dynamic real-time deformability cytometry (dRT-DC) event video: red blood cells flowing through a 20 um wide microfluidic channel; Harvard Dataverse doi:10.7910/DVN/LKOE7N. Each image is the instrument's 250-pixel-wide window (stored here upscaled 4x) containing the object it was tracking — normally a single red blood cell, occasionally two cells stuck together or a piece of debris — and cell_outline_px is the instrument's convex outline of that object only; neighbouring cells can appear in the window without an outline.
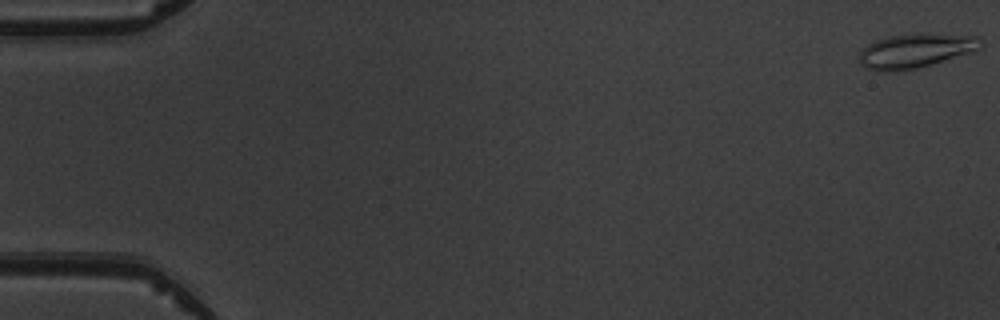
{"species": "common noctule bat (a hibernating species)", "species_latin": "Nyctalus noctula", "temperature_condition": "warm", "stored_images_in_passage": 6, "camera_frame_rate_fps": 3000, "um_per_image_px": 0.085, "animal": {"sex": "male", "body_mass_g": 19.5, "forearm_length_mm": 54.6}, "frame": {"image": 1, "passage_image": 1, "time_ms": 0.0, "image_size_px": [1000, 320], "cell_outline_px": [[984, 44], [980, 48], [968, 52], [916, 68], [896, 72], [884, 72], [868, 68], [860, 64], [860, 52], [868, 44], [876, 40], [888, 36], [916, 32], [924, 32], [980, 36], [984, 40]], "centroid_in_image_um": [77.83, 4.27], "position_along_channel_um": 7.2, "area_um2": 24.39}}
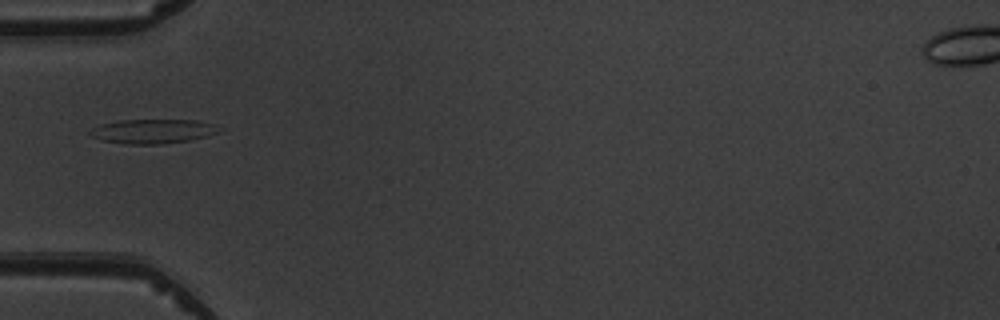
{"frame": {"image": 2, "passage_image": 5, "time_ms": 5.667, "image_size_px": [1000, 320], "cell_outline_px": [[224, 128], [220, 132], [208, 136], [188, 140], [160, 144], [124, 144], [100, 140], [92, 136], [88, 132], [92, 128], [100, 124], [120, 120], [196, 120], [212, 124]], "centroid_in_image_um": [13.0, 11.16], "position_along_channel_um": 72.0, "area_um2": 18.38}}
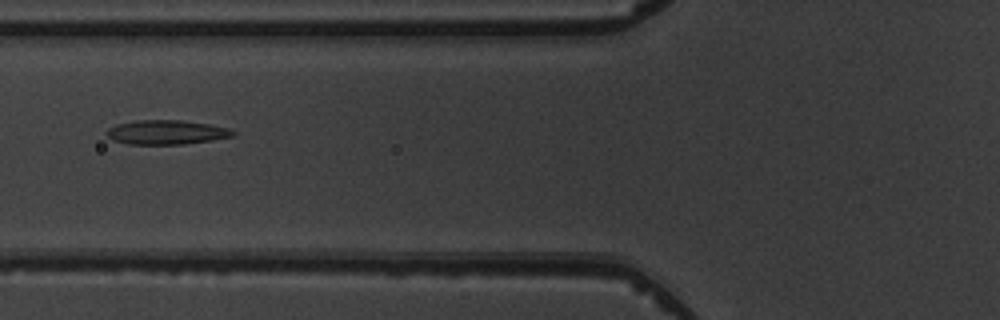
{"frame": {"image": 3, "passage_image": 6, "time_ms": 6.667, "image_size_px": [1000, 320], "cell_outline_px": [[236, 136], [212, 140], [184, 144], [128, 144], [112, 140], [104, 132], [108, 128], [116, 124], [136, 120], [180, 120], [208, 124], [228, 128], [236, 132]], "centroid_in_image_um": [14.13, 11.24], "position_along_channel_um": 111.7, "area_um2": 17.98}}